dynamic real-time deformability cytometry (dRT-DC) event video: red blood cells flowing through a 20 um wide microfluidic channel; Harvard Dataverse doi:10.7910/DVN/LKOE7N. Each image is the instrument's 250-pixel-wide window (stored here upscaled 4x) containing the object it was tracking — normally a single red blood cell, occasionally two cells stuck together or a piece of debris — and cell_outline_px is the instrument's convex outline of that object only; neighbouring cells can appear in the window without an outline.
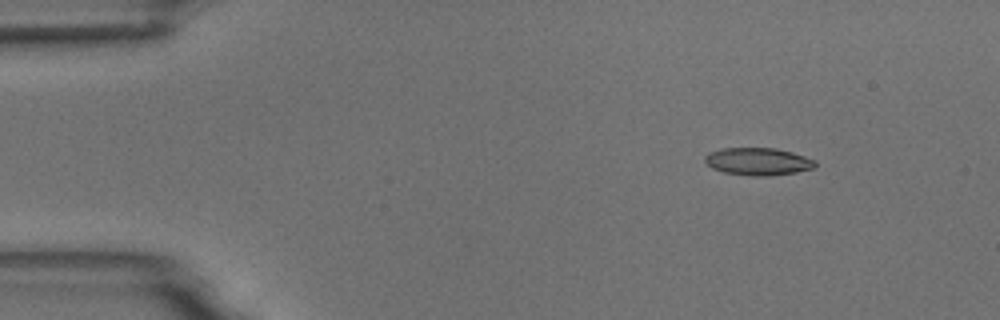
{"species": "common noctule bat (a hibernating species)", "species_latin": "Nyctalus noctula", "temperature_condition": "room temperature", "stored_images_in_passage": 4, "camera_frame_rate_fps": 3000, "um_per_image_px": 0.085, "animal": {"sex": "male", "body_mass_g": 18.8}, "frame": {"image": 1, "passage_image": 2, "time_ms": 1.333, "image_size_px": [1000, 320], "cell_outline_px": [[816, 168], [796, 172], [768, 176], [752, 176], [724, 172], [712, 168], [704, 160], [704, 156], [708, 152], [720, 148], [776, 148], [792, 152], [816, 160]], "centroid_in_image_um": [64.44, 13.72], "position_along_channel_um": 20.6, "area_um2": 17.8}}